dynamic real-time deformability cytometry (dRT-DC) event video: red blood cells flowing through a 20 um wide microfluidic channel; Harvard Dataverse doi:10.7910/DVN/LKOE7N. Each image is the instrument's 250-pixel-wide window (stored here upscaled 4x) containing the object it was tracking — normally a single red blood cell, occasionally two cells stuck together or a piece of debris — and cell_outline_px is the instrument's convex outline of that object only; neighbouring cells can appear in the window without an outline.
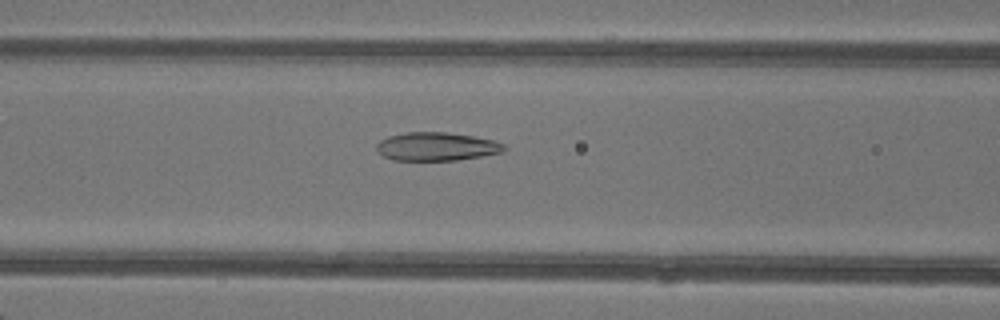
{"species": "common noctule bat (a hibernating species)", "species_latin": "Nyctalus noctula", "temperature_condition": "warm", "stored_images_in_passage": 39, "camera_frame_rate_fps": 3000, "um_per_image_px": 0.085, "animal": {"sex": "female"}, "frame": {"image": 1, "passage_image": 11, "time_ms": 3.333, "image_size_px": [1000, 320], "cell_outline_px": [[508, 148], [500, 152], [480, 156], [456, 160], [392, 160], [376, 152], [376, 144], [380, 140], [388, 136], [404, 132], [444, 132], [472, 136], [496, 140], [504, 144]], "centroid_in_image_um": [37.07, 12.45], "position_along_channel_um": 129.5, "area_um2": 21.15}}
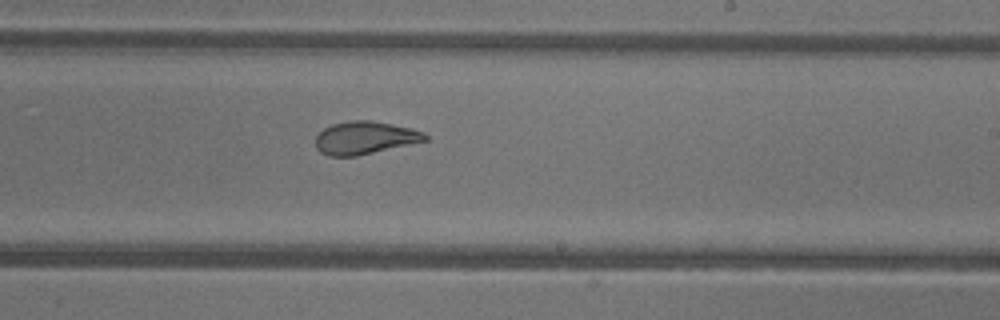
{"frame": {"image": 2, "passage_image": 20, "time_ms": 6.333, "image_size_px": [1000, 320], "cell_outline_px": [[428, 140], [356, 156], [328, 156], [320, 152], [316, 148], [316, 136], [324, 128], [332, 124], [352, 120], [372, 120], [412, 128], [424, 132], [428, 136]], "centroid_in_image_um": [31.01, 11.71], "position_along_channel_um": 258.0, "area_um2": 20.92}}
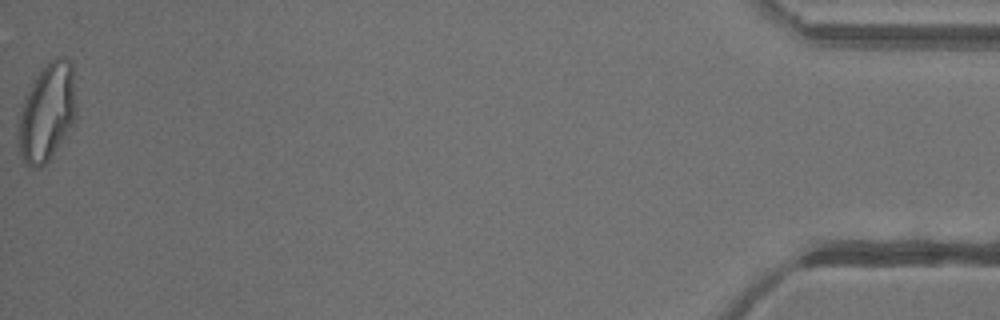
{"frame": {"image": 3, "passage_image": 39, "time_ms": 12.667, "image_size_px": [1000, 320], "cell_outline_px": [[76, 116], [48, 160], [40, 168], [32, 168], [24, 164], [20, 152], [20, 112], [24, 96], [36, 76], [56, 56], [60, 56], [68, 60], [72, 64], [76, 104]], "centroid_in_image_um": [4.0, 9.53], "position_along_channel_um": 431.2, "area_um2": 32.08}, "authors_computed_cell_mechanics": {"area_um2": 23.0044, "velocity_mm_per_s": 4.284, "shape_relaxation_time_tau1_ms": 5.9428, "shape_relaxation_time_tau2_ms": 1.0105, "deformation_change_tau1": 0.1962, "deformation_change_tau2": 0.0683}}